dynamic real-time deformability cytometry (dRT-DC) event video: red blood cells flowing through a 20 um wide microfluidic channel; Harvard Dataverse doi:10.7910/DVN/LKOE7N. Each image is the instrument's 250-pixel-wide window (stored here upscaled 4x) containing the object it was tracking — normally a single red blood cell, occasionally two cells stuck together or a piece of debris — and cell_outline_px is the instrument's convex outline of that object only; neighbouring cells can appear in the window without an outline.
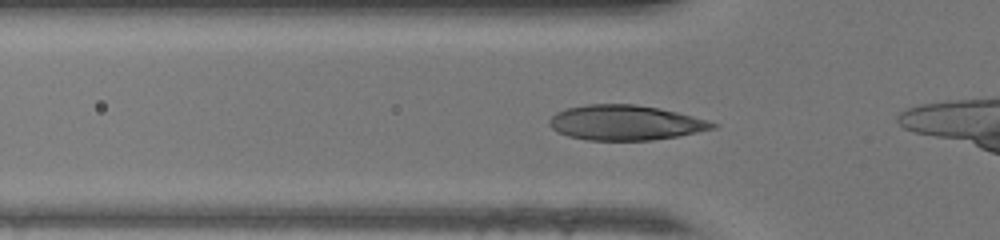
{"species": "human", "species_latin": "Homo sapiens", "temperature_condition": "warm", "stored_images_in_passage": 31, "camera_frame_rate_fps": 3000, "um_per_image_px": 0.085, "donor": {"sex": "female"}, "frame": {"image": 1, "passage_image": 14, "time_ms": 4.333, "image_size_px": [1000, 240], "cell_outline_px": [[720, 124], [716, 128], [680, 136], [652, 140], [588, 140], [568, 136], [556, 132], [548, 124], [548, 120], [556, 112], [564, 108], [588, 104], [636, 104], [660, 108], [708, 120]], "centroid_in_image_um": [53.15, 10.42], "position_along_channel_um": 72.7, "area_um2": 33.58}}
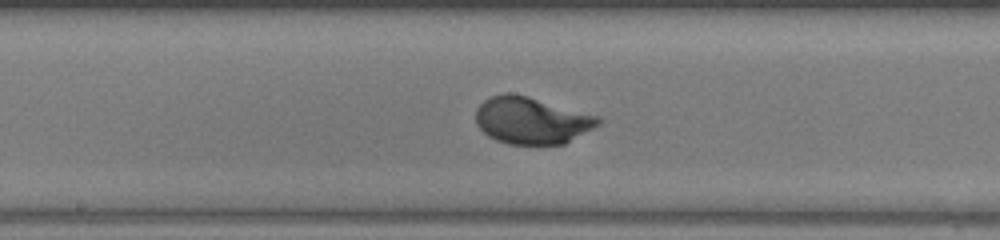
{"frame": {"image": 2, "passage_image": 23, "time_ms": 7.333, "image_size_px": [1000, 240], "cell_outline_px": [[604, 120], [600, 124], [564, 144], [508, 144], [496, 140], [488, 136], [476, 124], [476, 108], [488, 96], [504, 92], [512, 92], [528, 96], [600, 116]], "centroid_in_image_um": [45.18, 10.22], "position_along_channel_um": 203.0, "area_um2": 33.76}}
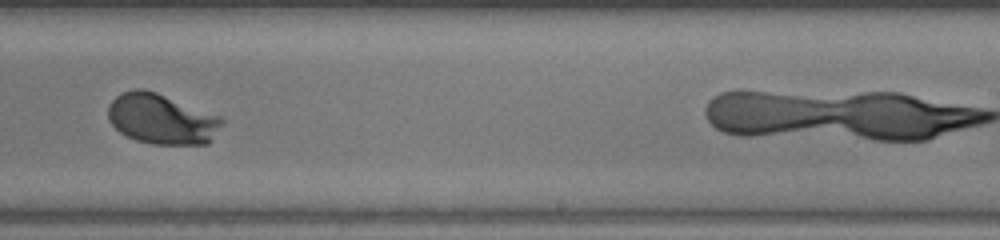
{"frame": {"image": 3, "passage_image": 28, "time_ms": 9.0, "image_size_px": [1000, 240], "cell_outline_px": [[224, 120], [212, 140], [208, 144], [152, 144], [136, 140], [120, 132], [108, 120], [108, 104], [116, 96], [124, 92], [136, 88], [144, 88], [156, 92], [220, 116]], "centroid_in_image_um": [13.72, 10.11], "position_along_channel_um": 275.3, "area_um2": 33.29}}